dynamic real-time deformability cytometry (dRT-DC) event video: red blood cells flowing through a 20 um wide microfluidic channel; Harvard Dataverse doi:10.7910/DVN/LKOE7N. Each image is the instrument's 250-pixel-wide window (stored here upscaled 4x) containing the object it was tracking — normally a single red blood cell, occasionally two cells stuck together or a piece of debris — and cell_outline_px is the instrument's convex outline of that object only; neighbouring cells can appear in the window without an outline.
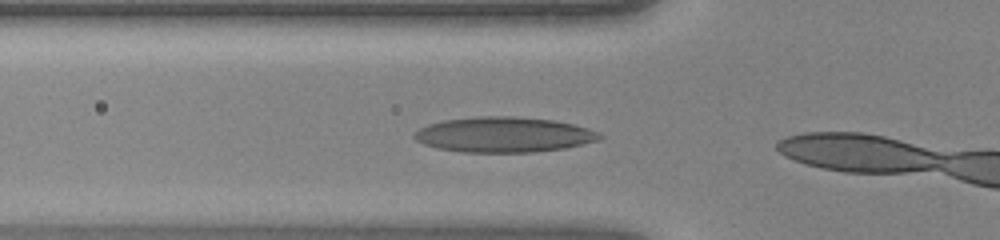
{"species": "human", "species_latin": "Homo sapiens", "temperature_condition": "warm", "stored_images_in_passage": 5, "camera_frame_rate_fps": 3000, "um_per_image_px": 0.085, "donor": {"sex": "female"}, "frame": {"image": 1, "passage_image": 3, "time_ms": 0.667, "image_size_px": [1000, 240], "cell_outline_px": [[604, 136], [600, 140], [564, 148], [532, 152], [460, 152], [436, 148], [424, 144], [416, 140], [412, 136], [412, 132], [428, 124], [444, 120], [476, 116], [516, 116], [556, 120], [588, 128], [600, 132]], "centroid_in_image_um": [42.81, 11.44], "position_along_channel_um": 83.0, "area_um2": 38.44}}